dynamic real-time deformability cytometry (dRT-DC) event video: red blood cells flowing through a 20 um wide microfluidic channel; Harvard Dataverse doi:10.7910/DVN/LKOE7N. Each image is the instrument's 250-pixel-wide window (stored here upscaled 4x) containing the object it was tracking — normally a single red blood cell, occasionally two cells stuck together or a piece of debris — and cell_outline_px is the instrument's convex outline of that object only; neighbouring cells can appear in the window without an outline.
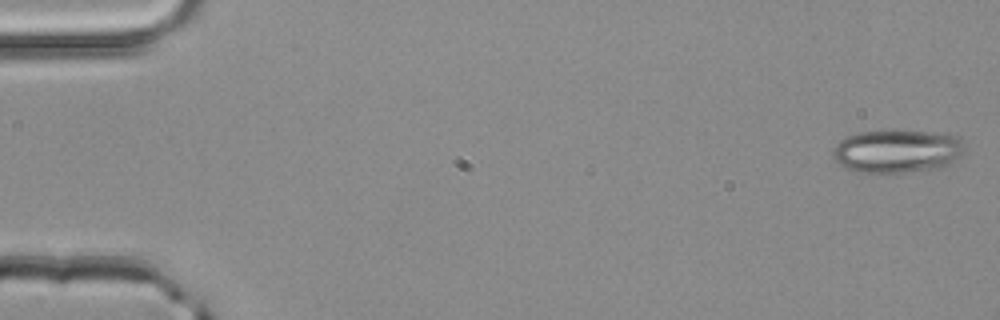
{"species": "common noctule bat (a hibernating species)", "species_latin": "Nyctalus noctula", "temperature_condition": "room temperature", "stored_images_in_passage": 3, "camera_frame_rate_fps": 3000, "um_per_image_px": 0.085, "animal": {"sex": "male", "body_mass_g": 20.4}, "frame": {"image": 1, "passage_image": 1, "time_ms": 0.0, "image_size_px": [1000, 320], "cell_outline_px": [[964, 140], [960, 152], [952, 164], [944, 168], [904, 172], [856, 172], [840, 164], [832, 156], [832, 148], [840, 140], [848, 136], [860, 132], [948, 132], [960, 136]], "centroid_in_image_um": [76.29, 12.86], "position_along_channel_um": 8.7, "area_um2": 32.95}}